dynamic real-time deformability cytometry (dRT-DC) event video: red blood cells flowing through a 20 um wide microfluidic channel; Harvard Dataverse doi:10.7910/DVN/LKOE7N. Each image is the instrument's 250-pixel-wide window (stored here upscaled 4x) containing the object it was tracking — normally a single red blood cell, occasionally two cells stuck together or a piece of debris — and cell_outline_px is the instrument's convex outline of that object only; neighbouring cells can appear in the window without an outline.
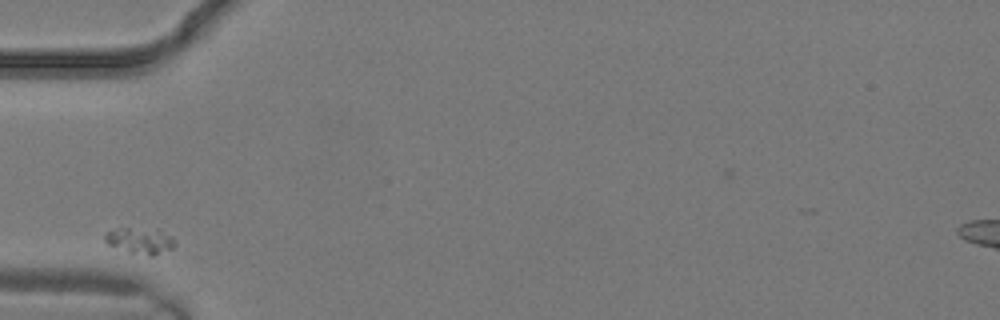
{"species": "common noctule bat (a hibernating species)", "species_latin": "Nyctalus noctula", "temperature_condition": "warm", "stored_images_in_passage": 15, "camera_frame_rate_fps": 3000, "um_per_image_px": 0.085, "animal": {"sex": "male", "body_mass_g": 19.2, "forearm_length_mm": 51.8}, "frame": {"image": 1, "passage_image": 1, "time_ms": 0.0, "image_size_px": [1000, 320], "cell_outline_px": [[176, 244], [172, 248], [152, 256], [132, 252], [108, 244], [104, 240], [104, 236], [108, 232], [120, 228], [160, 228], [172, 236], [176, 240]], "centroid_in_image_um": [11.99, 20.42], "position_along_channel_um": 73.0, "area_um2": 10.64}}